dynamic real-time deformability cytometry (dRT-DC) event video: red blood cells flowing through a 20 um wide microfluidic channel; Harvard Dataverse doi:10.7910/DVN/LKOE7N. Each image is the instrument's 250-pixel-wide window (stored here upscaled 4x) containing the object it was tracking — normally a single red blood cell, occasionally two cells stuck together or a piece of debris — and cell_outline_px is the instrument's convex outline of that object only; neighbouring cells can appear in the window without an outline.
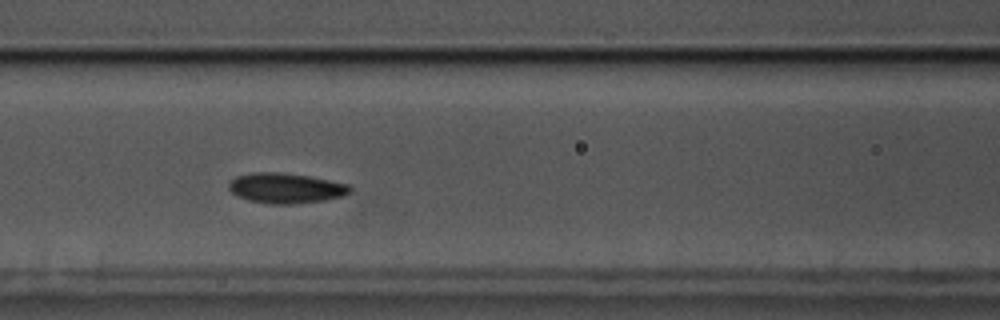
{"species": "common noctule bat (a hibernating species)", "species_latin": "Nyctalus noctula", "temperature_condition": "cold", "stored_images_in_passage": 56, "camera_frame_rate_fps": 3000, "um_per_image_px": 0.085, "animal": {"sex": "male", "body_mass_g": 17.5, "forearm_length_mm": 52.3}, "frame": {"image": 1, "passage_image": 21, "time_ms": 6.667, "image_size_px": [1000, 320], "cell_outline_px": [[352, 188], [344, 196], [324, 200], [288, 204], [272, 204], [248, 200], [232, 192], [228, 188], [228, 184], [236, 176], [252, 172], [280, 172], [308, 176], [348, 184]], "centroid_in_image_um": [24.28, 15.98], "position_along_channel_um": 142.3, "area_um2": 21.1}}
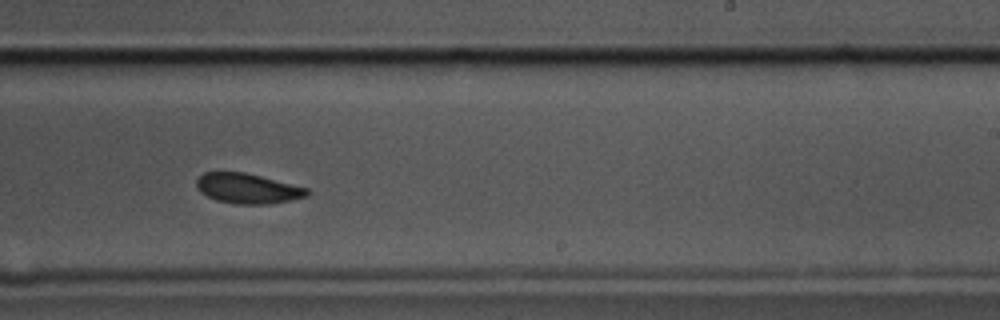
{"frame": {"image": 2, "passage_image": 32, "time_ms": 10.333, "image_size_px": [1000, 320], "cell_outline_px": [[312, 192], [308, 196], [268, 204], [236, 204], [216, 200], [200, 192], [196, 188], [196, 180], [204, 172], [244, 172], [308, 188]], "centroid_in_image_um": [21.04, 16.02], "position_along_channel_um": 268.0, "area_um2": 19.31}}
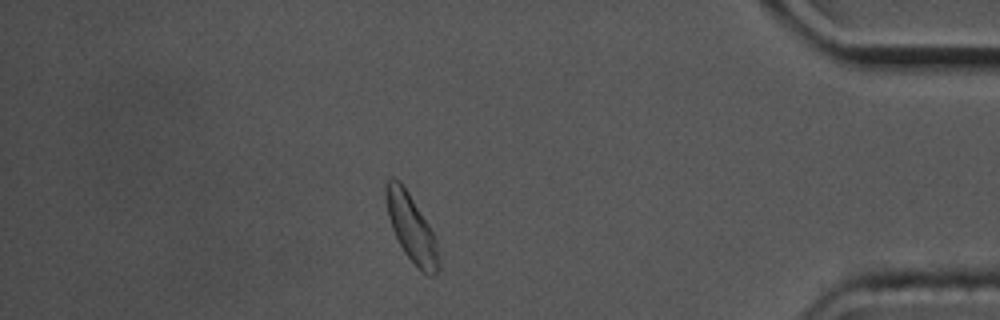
{"frame": {"image": 3, "passage_image": 47, "time_ms": 15.333, "image_size_px": [1000, 320], "cell_outline_px": [[440, 268], [436, 276], [428, 276], [420, 272], [416, 268], [404, 252], [392, 228], [388, 216], [384, 196], [384, 184], [392, 176], [400, 180], [408, 192], [428, 224], [436, 240], [440, 264]], "centroid_in_image_um": [34.96, 19.41], "position_along_channel_um": 400.2, "area_um2": 20.98}, "authors_computed_cell_mechanics": {"area_um2": 20.6057, "velocity_mm_per_s": 3.4378, "shape_relaxation_time_tau1_ms": 2.2157, "shape_relaxation_time_tau2_ms": null, "deformation_change_tau1": 0.0656, "deformation_change_tau2": null}}